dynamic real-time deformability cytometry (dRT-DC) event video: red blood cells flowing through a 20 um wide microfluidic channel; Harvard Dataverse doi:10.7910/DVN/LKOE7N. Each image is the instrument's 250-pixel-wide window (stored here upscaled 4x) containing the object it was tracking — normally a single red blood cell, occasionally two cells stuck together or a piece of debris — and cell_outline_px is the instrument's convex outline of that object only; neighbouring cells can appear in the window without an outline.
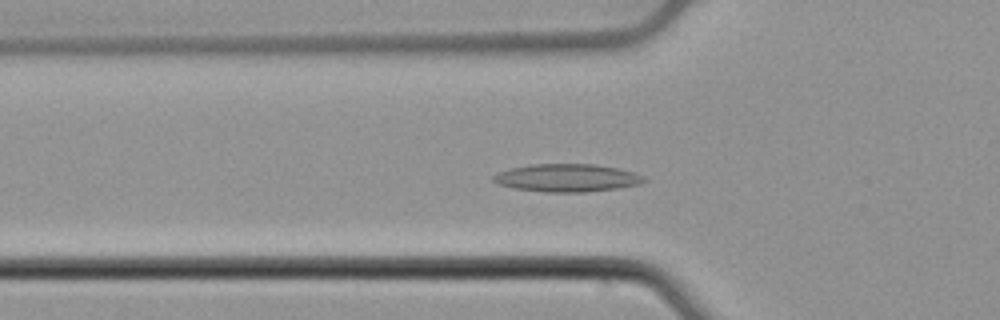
{"species": "common noctule bat (a hibernating species)", "species_latin": "Nyctalus noctula", "temperature_condition": "cold", "stored_images_in_passage": 47, "camera_frame_rate_fps": 3000, "um_per_image_px": 0.085, "animal": {"sex": "male", "body_mass_g": 21.5, "forearm_length_mm": 52.0}, "frame": {"image": 1, "passage_image": 12, "time_ms": 3.667, "image_size_px": [1000, 320], "cell_outline_px": [[648, 180], [640, 184], [616, 188], [588, 192], [544, 192], [516, 188], [496, 184], [492, 180], [492, 176], [500, 172], [512, 168], [532, 164], [592, 164], [620, 168], [644, 176]], "centroid_in_image_um": [48.21, 15.12], "position_along_channel_um": 77.6, "area_um2": 24.39}}
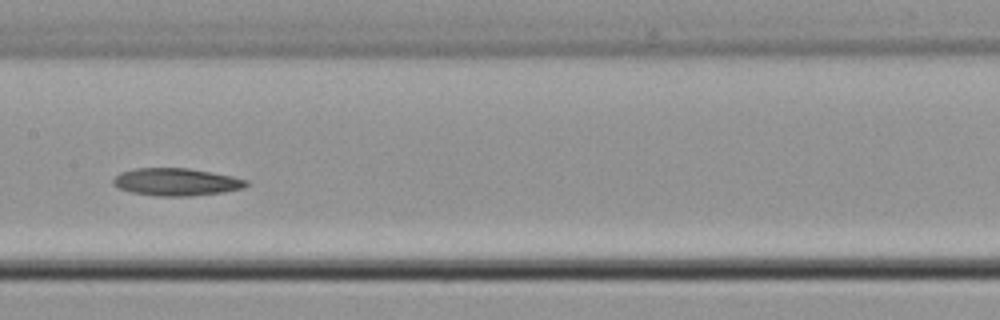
{"frame": {"image": 2, "passage_image": 21, "time_ms": 6.667, "image_size_px": [1000, 320], "cell_outline_px": [[248, 184], [244, 188], [224, 192], [188, 196], [156, 196], [132, 192], [120, 188], [112, 184], [112, 180], [120, 172], [136, 168], [188, 168], [212, 172], [232, 176], [248, 180]], "centroid_in_image_um": [14.99, 15.46], "position_along_channel_um": 192.4, "area_um2": 21.33}}
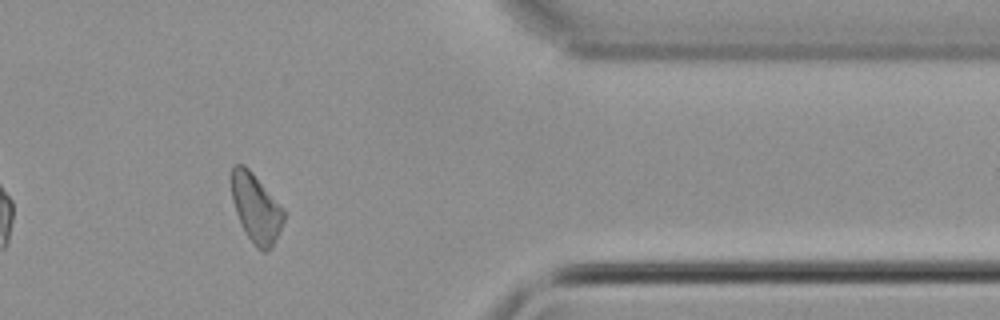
{"frame": {"image": 3, "passage_image": 38, "time_ms": 12.333, "image_size_px": [1000, 320], "cell_outline_px": [[284, 220], [280, 232], [272, 248], [264, 252], [260, 252], [252, 244], [236, 212], [232, 200], [232, 164], [244, 164], [252, 172], [284, 208]], "centroid_in_image_um": [21.78, 17.71], "position_along_channel_um": 389.6, "area_um2": 20.92}}